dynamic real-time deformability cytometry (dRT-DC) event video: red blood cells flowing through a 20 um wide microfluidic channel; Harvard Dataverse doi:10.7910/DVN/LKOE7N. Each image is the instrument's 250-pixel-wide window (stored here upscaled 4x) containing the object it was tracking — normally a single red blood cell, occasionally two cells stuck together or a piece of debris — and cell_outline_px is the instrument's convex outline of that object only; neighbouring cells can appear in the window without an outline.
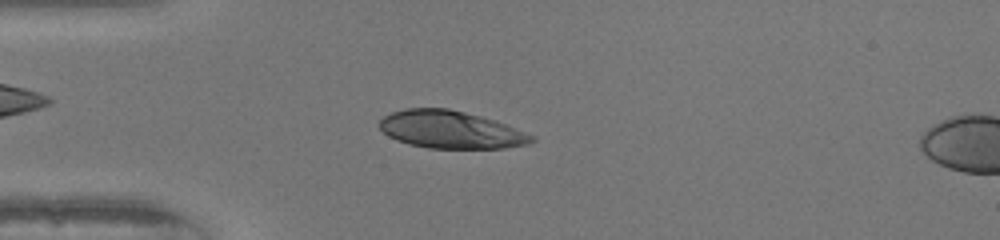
{"species": "human", "species_latin": "Homo sapiens", "temperature_condition": "warm", "stored_images_in_passage": 50, "camera_frame_rate_fps": 3000, "um_per_image_px": 0.085, "donor": {"sex": "female"}, "frame": {"image": 1, "passage_image": 13, "time_ms": 4.0, "image_size_px": [1000, 240], "cell_outline_px": [[536, 140], [528, 144], [504, 148], [428, 148], [408, 144], [396, 140], [388, 136], [376, 124], [384, 116], [392, 112], [404, 108], [448, 108], [480, 116], [504, 124], [536, 136]], "centroid_in_image_um": [38.27, 11.02], "position_along_channel_um": 46.7, "area_um2": 33.29}}
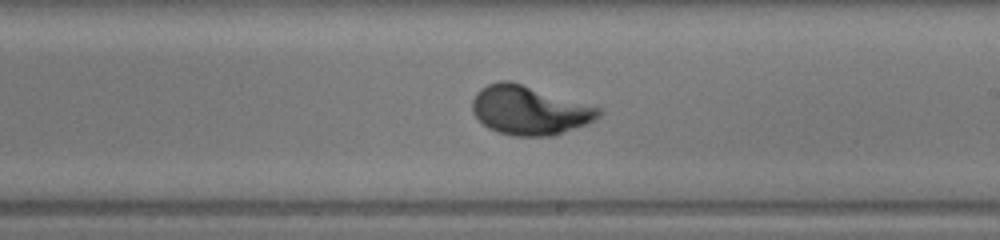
{"frame": {"image": 2, "passage_image": 29, "time_ms": 9.333, "image_size_px": [1000, 240], "cell_outline_px": [[604, 112], [596, 120], [552, 136], [516, 136], [500, 132], [488, 128], [472, 112], [472, 100], [476, 92], [480, 88], [488, 84], [500, 80], [512, 80], [604, 108]], "centroid_in_image_um": [45.04, 9.34], "position_along_channel_um": 244.0, "area_um2": 36.53}}
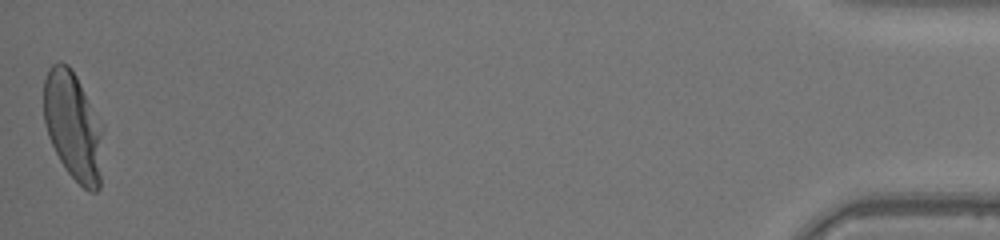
{"frame": {"image": 3, "passage_image": 50, "time_ms": 16.333, "image_size_px": [1000, 240], "cell_outline_px": [[104, 128], [100, 188], [96, 192], [88, 192], [64, 168], [48, 136], [44, 120], [44, 80], [48, 68], [52, 64], [60, 60], [68, 64], [72, 68], [104, 124]], "centroid_in_image_um": [6.25, 10.69], "position_along_channel_um": 428.9, "area_um2": 38.32}}